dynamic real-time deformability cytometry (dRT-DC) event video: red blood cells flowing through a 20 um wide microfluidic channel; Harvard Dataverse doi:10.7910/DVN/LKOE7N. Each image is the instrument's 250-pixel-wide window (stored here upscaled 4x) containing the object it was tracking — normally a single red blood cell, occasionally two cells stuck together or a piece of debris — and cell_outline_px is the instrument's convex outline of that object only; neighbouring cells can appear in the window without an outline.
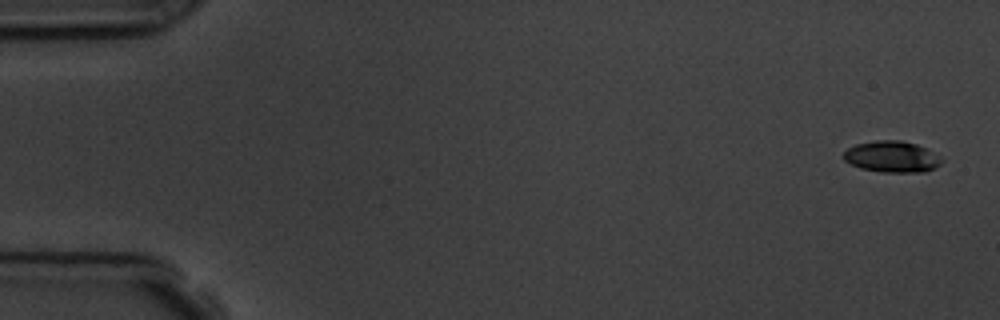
{"species": "common noctule bat (a hibernating species)", "species_latin": "Nyctalus noctula", "temperature_condition": "room temperature", "stored_images_in_passage": 4, "segment_of_instrument_passage": [2, 2], "camera_frame_rate_fps": 3000, "um_per_image_px": 0.085, "animal": {"sex": "male", "body_mass_g": 19.5, "forearm_length_mm": 54.6}, "frame": {"image": 1, "passage_image": 4, "time_ms": 4.333, "image_size_px": [1000, 320], "cell_outline_px": [[940, 164], [924, 172], [880, 172], [860, 168], [844, 160], [844, 152], [848, 148], [856, 144], [876, 140], [900, 140], [916, 144], [940, 156]], "centroid_in_image_um": [75.78, 13.32], "position_along_channel_um": 9.2, "area_um2": 17.63}}